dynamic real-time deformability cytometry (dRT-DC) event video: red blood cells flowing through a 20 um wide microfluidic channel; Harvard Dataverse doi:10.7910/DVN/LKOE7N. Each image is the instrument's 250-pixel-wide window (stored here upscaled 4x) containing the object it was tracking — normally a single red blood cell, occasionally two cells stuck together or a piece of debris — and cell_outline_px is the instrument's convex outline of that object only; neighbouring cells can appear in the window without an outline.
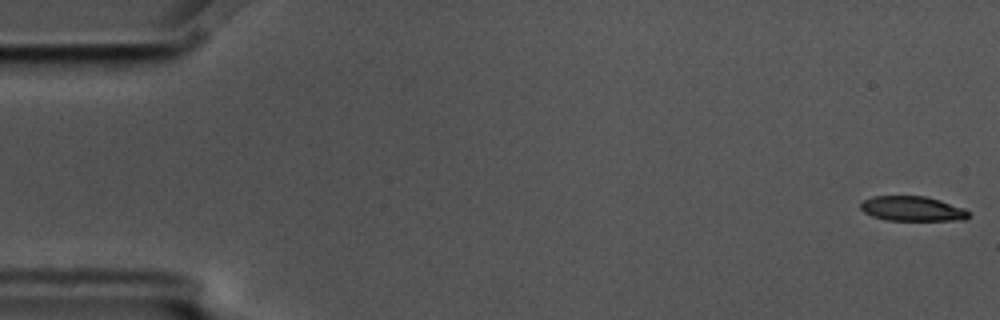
{"species": "common noctule bat (a hibernating species)", "species_latin": "Nyctalus noctula", "temperature_condition": "cold", "stored_images_in_passage": 7, "segment_of_instrument_passage": [2, 2], "camera_frame_rate_fps": 3000, "um_per_image_px": 0.085, "animal": {"sex": "male", "body_mass_g": 17.5, "forearm_length_mm": 52.3}, "frame": {"image": 1, "passage_image": 7, "time_ms": 2.0, "image_size_px": [1000, 320], "cell_outline_px": [[968, 216], [964, 220], [888, 220], [872, 216], [864, 212], [860, 208], [860, 204], [864, 200], [872, 196], [928, 196], [964, 208], [968, 212]], "centroid_in_image_um": [77.53, 17.73], "position_along_channel_um": 7.5, "area_um2": 15.55}}